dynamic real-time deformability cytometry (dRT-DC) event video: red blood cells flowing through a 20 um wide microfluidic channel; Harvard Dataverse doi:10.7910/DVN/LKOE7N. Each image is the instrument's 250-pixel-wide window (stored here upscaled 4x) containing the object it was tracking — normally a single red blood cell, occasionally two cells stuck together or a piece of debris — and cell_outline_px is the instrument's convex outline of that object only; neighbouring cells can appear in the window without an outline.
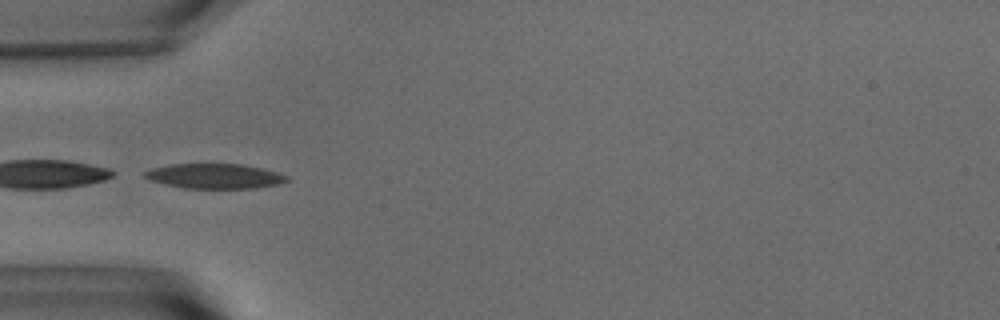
{"species": "common noctule bat (a hibernating species)", "species_latin": "Nyctalus noctula", "temperature_condition": "warm", "stored_images_in_passage": 38, "camera_frame_rate_fps": 3000, "um_per_image_px": 0.085, "animal": {"sex": "male", "body_mass_g": 15.6}, "frame": {"image": 1, "passage_image": 1, "time_ms": 0.0, "image_size_px": [1000, 320], "cell_outline_px": [[288, 180], [280, 184], [256, 188], [184, 188], [164, 184], [148, 180], [144, 176], [144, 172], [152, 168], [168, 164], [244, 164], [276, 172], [288, 176]], "centroid_in_image_um": [18.22, 14.97], "position_along_channel_um": 66.8, "area_um2": 20.63}, "authors_computed_cell_mechanics": {"area_um2": 20.2589, "velocity_mm_per_s": 3.608, "shape_relaxation_time_tau1_ms": 3.6366, "shape_relaxation_time_tau2_ms": 1.7385, "deformation_change_tau1": 0.1723, "deformation_change_tau2": 0.0767}}